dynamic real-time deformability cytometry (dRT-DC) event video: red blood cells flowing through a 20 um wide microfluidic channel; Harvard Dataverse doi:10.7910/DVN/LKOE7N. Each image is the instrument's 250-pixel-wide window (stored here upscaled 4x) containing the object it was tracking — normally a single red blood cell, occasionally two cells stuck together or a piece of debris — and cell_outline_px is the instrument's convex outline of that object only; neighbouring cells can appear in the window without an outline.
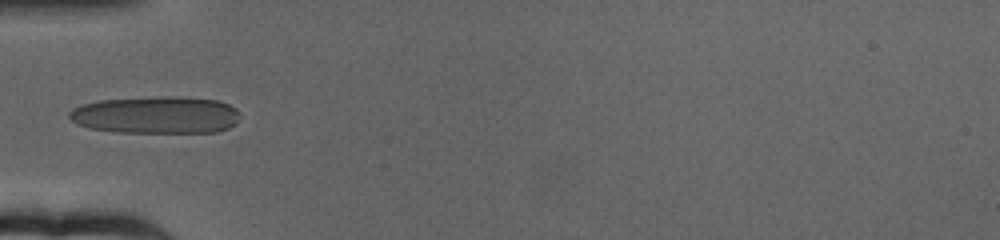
{"species": "human", "species_latin": "Homo sapiens", "temperature_condition": "cold", "stored_images_in_passage": 43, "camera_frame_rate_fps": 3000, "um_per_image_px": 0.085, "donor": {"sex": "female"}, "frame": {"image": 1, "passage_image": 1, "time_ms": 0.0, "image_size_px": [1000, 240], "cell_outline_px": [[240, 116], [236, 124], [228, 128], [216, 132], [120, 132], [88, 128], [72, 120], [68, 116], [68, 112], [72, 108], [80, 104], [96, 100], [156, 96], [176, 96], [216, 100], [228, 104], [236, 108]], "centroid_in_image_um": [13.25, 9.76], "position_along_channel_um": 71.7, "area_um2": 37.4}}
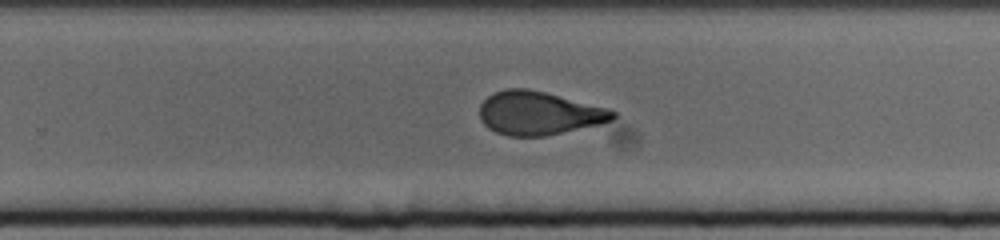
{"frame": {"image": 2, "passage_image": 21, "time_ms": 6.667, "image_size_px": [1000, 240], "cell_outline_px": [[616, 116], [612, 120], [600, 124], [544, 136], [508, 136], [496, 132], [488, 128], [480, 120], [480, 104], [488, 96], [496, 92], [508, 88], [528, 88], [608, 108], [616, 112]], "centroid_in_image_um": [45.78, 9.62], "position_along_channel_um": 284.0, "area_um2": 33.52}}
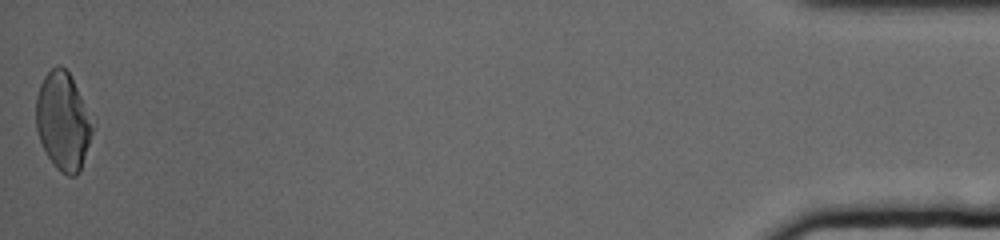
{"frame": {"image": 3, "passage_image": 43, "time_ms": 14.0, "image_size_px": [1000, 240], "cell_outline_px": [[92, 132], [80, 168], [76, 176], [68, 176], [60, 172], [56, 168], [48, 156], [40, 140], [36, 128], [36, 96], [40, 84], [44, 76], [56, 64], [60, 64], [68, 72], [80, 96], [92, 128]], "centroid_in_image_um": [5.29, 10.3], "position_along_channel_um": 429.9, "area_um2": 31.15}, "authors_computed_cell_mechanics": {"area_um2": 33.9864, "velocity_mm_per_s": 3.1885, "shape_relaxation_time_tau1_ms": 6.4481, "shape_relaxation_time_tau2_ms": 1.7758, "deformation_change_tau1": 0.187, "deformation_change_tau2": 0.0919}}